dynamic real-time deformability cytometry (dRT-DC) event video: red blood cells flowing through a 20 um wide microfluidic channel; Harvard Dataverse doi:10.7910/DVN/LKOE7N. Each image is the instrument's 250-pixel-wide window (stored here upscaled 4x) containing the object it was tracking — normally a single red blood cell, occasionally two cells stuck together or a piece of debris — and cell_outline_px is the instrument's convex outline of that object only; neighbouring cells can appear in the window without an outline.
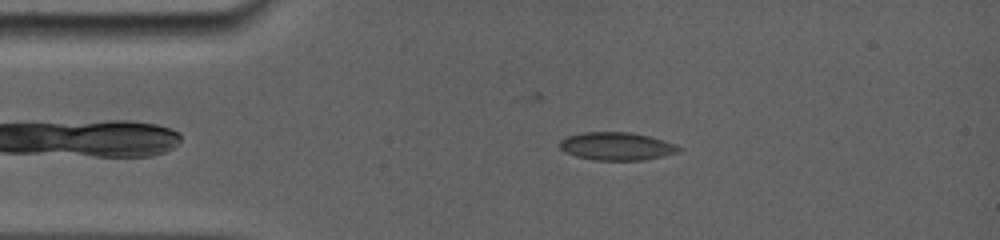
{"species": "common noctule bat (a hibernating species)", "species_latin": "Nyctalus noctula", "temperature_condition": "room temperature", "stored_images_in_passage": 29, "camera_frame_rate_fps": 5000, "um_per_image_px": 0.085, "animal": {"sex": "female", "body_mass_g": 19.0, "forearm_length_mm": 56.7}, "frame": {"image": 1, "passage_image": 7, "time_ms": 2.6, "image_size_px": [1000, 240], "cell_outline_px": [[684, 148], [680, 152], [640, 160], [596, 160], [576, 156], [564, 152], [560, 148], [560, 140], [568, 136], [584, 132], [632, 132], [664, 140], [676, 144]], "centroid_in_image_um": [52.43, 12.42], "position_along_channel_um": 32.6, "area_um2": 19.36}}
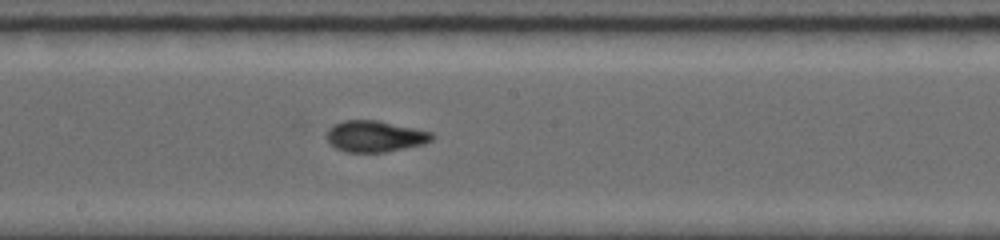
{"frame": {"image": 2, "passage_image": 19, "time_ms": 8.2, "image_size_px": [1000, 240], "cell_outline_px": [[436, 136], [432, 140], [424, 144], [384, 152], [344, 152], [328, 144], [328, 128], [332, 124], [344, 120], [376, 120], [432, 132]], "centroid_in_image_um": [31.86, 11.59], "position_along_channel_um": 216.3, "area_um2": 19.19}}
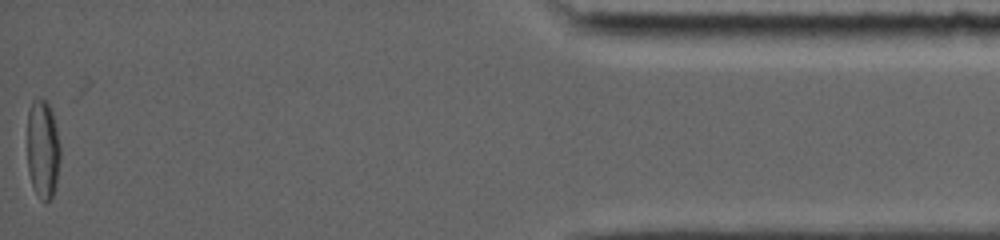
{"frame": {"image": 3, "passage_image": 29, "time_ms": 15.6, "image_size_px": [1000, 240], "cell_outline_px": [[60, 160], [56, 188], [52, 200], [44, 204], [40, 200], [32, 184], [28, 172], [28, 112], [32, 100], [40, 96], [48, 104], [52, 112], [60, 144]], "centroid_in_image_um": [3.65, 12.74], "position_along_channel_um": 431.5, "area_um2": 19.36}, "authors_computed_cell_mechanics": {"area_um2": 19.2474, "velocity_mm_per_s": 3.8715, "shape_relaxation_time_tau1_ms": null, "shape_relaxation_time_tau2_ms": 1.5097, "deformation_change_tau1": null, "deformation_change_tau2": 0.0648}}